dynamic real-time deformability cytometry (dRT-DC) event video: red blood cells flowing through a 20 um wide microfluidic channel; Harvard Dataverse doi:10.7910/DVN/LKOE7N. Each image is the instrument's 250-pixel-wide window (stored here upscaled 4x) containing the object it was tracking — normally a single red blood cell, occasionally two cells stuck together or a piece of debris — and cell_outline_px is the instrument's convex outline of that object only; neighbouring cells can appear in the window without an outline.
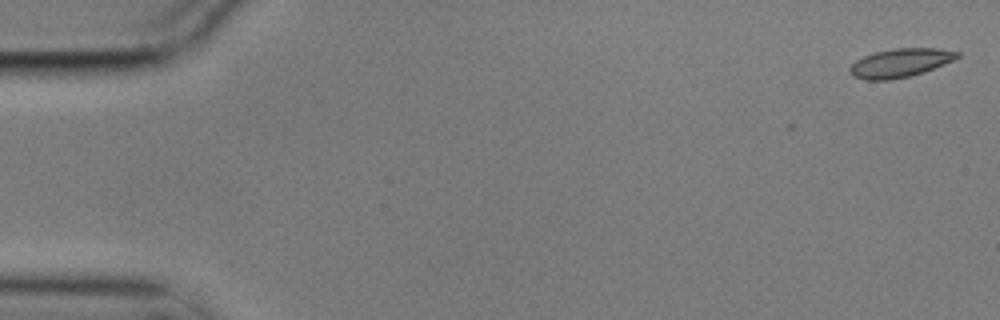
{"species": "common noctule bat (a hibernating species)", "species_latin": "Nyctalus noctula", "temperature_condition": "cold", "stored_images_in_passage": 4, "camera_frame_rate_fps": 3000, "um_per_image_px": 0.085, "animal": {"sex": "male", "body_mass_g": 17.9}, "frame": {"image": 1, "passage_image": 1, "time_ms": 0.0, "image_size_px": [1000, 320], "cell_outline_px": [[960, 56], [952, 60], [924, 72], [908, 76], [888, 80], [864, 80], [852, 76], [848, 72], [848, 68], [856, 60], [864, 56], [876, 52], [896, 48], [936, 48], [960, 52]], "centroid_in_image_um": [76.47, 5.35], "position_along_channel_um": 8.5, "area_um2": 17.8}}